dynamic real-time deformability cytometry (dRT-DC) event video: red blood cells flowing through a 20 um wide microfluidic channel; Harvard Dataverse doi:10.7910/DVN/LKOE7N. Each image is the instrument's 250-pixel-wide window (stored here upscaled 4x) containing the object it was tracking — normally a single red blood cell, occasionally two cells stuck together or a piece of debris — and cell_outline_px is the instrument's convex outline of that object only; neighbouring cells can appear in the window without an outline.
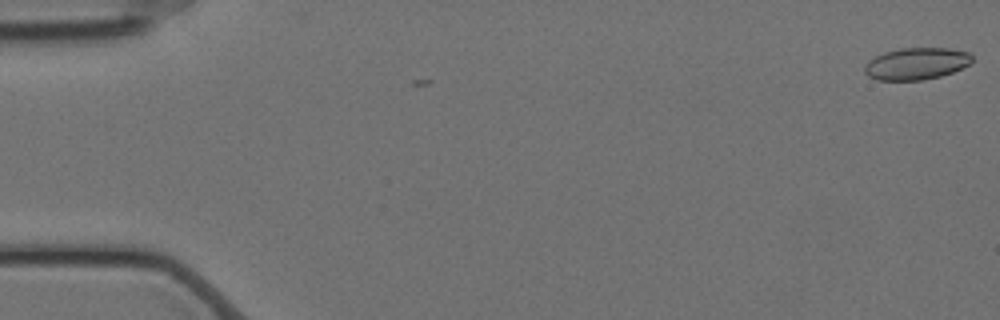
{"species": "Egyptian fruit bat (a non-hibernating species)", "species_latin": "Rousettus aegyptiacus", "temperature_condition": "cold", "stored_images_in_passage": 3, "camera_frame_rate_fps": 3000, "um_per_image_px": 0.085, "animal": {"sex": "female"}, "frame": {"image": 1, "passage_image": 1, "time_ms": 0.0, "image_size_px": [1000, 320], "cell_outline_px": [[972, 60], [968, 64], [952, 72], [940, 76], [920, 80], [876, 80], [868, 76], [864, 72], [864, 68], [868, 60], [884, 52], [900, 48], [948, 48], [968, 52], [972, 56]], "centroid_in_image_um": [77.85, 5.41], "position_along_channel_um": 7.2, "area_um2": 19.88}}